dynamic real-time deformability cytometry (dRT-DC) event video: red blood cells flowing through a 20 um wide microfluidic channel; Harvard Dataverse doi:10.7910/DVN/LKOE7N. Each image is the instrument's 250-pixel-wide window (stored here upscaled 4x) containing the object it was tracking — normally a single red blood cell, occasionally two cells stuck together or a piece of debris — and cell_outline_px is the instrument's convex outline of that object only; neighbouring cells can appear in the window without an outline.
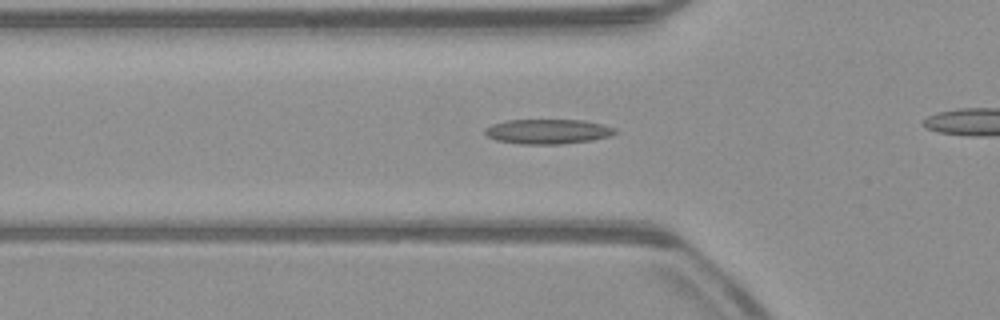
{"species": "common noctule bat (a hibernating species)", "species_latin": "Nyctalus noctula", "temperature_condition": "warm", "stored_images_in_passage": 42, "camera_frame_rate_fps": 3000, "um_per_image_px": 0.085, "animal": {"sex": "male", "body_mass_g": 23.1, "forearm_length_mm": 52.7}, "frame": {"image": 1, "passage_image": 18, "time_ms": 5.667, "image_size_px": [1000, 320], "cell_outline_px": [[616, 132], [612, 136], [592, 140], [560, 144], [520, 144], [496, 140], [484, 136], [484, 128], [492, 124], [504, 120], [584, 120], [616, 128]], "centroid_in_image_um": [46.52, 11.18], "position_along_channel_um": 79.3, "area_um2": 18.96}}
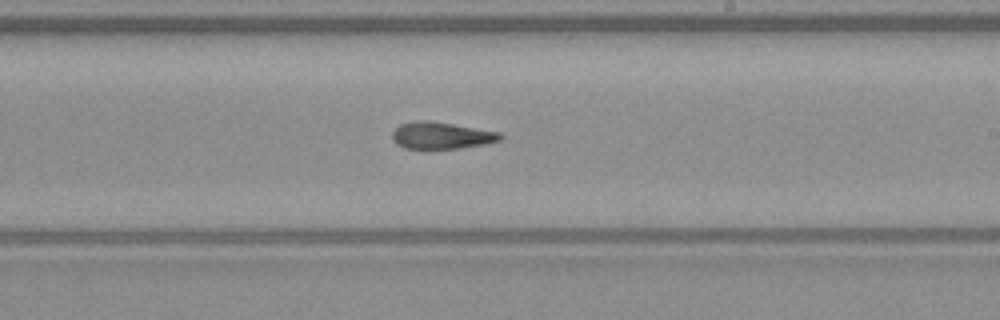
{"frame": {"image": 2, "passage_image": 31, "time_ms": 10.0, "image_size_px": [1000, 320], "cell_outline_px": [[504, 136], [500, 140], [484, 144], [460, 148], [404, 148], [396, 144], [392, 140], [392, 132], [400, 124], [416, 120], [428, 120], [500, 132]], "centroid_in_image_um": [37.49, 11.51], "position_along_channel_um": 251.5, "area_um2": 16.82}}
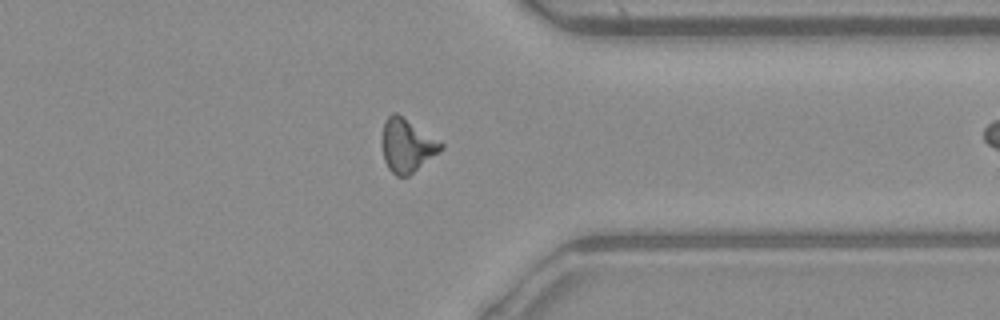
{"frame": {"image": 3, "passage_image": 41, "time_ms": 13.333, "image_size_px": [1000, 320], "cell_outline_px": [[444, 148], [440, 152], [408, 176], [396, 176], [388, 168], [384, 160], [384, 120], [392, 112], [396, 112], [444, 144]], "centroid_in_image_um": [34.62, 12.38], "position_along_channel_um": 376.8, "area_um2": 17.86}}